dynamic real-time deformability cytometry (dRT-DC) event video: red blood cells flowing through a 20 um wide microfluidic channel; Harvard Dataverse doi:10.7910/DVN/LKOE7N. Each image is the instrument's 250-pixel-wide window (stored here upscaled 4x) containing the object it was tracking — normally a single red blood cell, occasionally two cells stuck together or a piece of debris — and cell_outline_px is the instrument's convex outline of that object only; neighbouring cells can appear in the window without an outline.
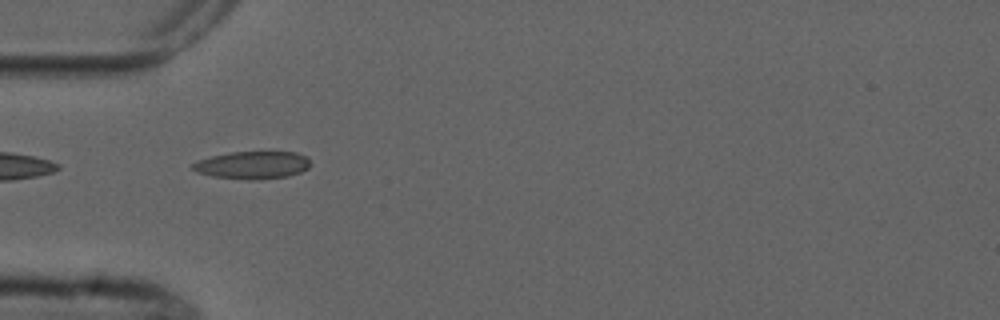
{"species": "common noctule bat (a hibernating species)", "species_latin": "Nyctalus noctula", "temperature_condition": "cold", "stored_images_in_passage": 1, "camera_frame_rate_fps": 3000, "um_per_image_px": 0.085, "animal": {"sex": "male", "forearm_length_mm": 52.5}, "frame": {"image": 1, "passage_image": 1, "time_ms": 0.0, "image_size_px": [1000, 320], "cell_outline_px": [[308, 168], [300, 172], [288, 176], [252, 180], [248, 180], [212, 176], [196, 172], [192, 168], [192, 164], [200, 160], [212, 156], [232, 152], [296, 152], [308, 156]], "centroid_in_image_um": [21.47, 14.03], "position_along_channel_um": 63.5, "area_um2": 18.79}}